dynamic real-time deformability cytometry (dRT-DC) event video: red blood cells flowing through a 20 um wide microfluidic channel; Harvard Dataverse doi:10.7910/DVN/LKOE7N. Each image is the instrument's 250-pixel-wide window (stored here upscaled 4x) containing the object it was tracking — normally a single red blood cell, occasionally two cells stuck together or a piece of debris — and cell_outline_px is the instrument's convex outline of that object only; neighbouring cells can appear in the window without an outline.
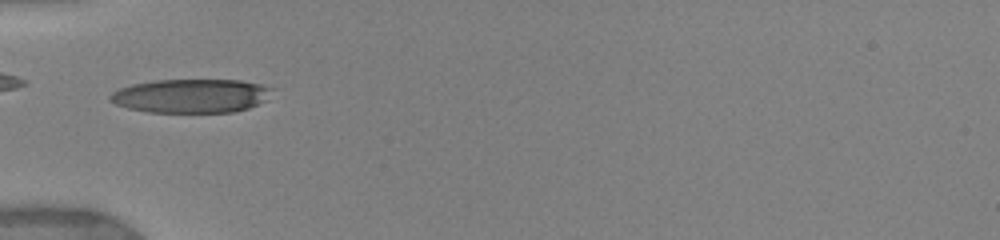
{"species": "human", "species_latin": "Homo sapiens", "temperature_condition": "warm", "stored_images_in_passage": 55, "camera_frame_rate_fps": 3000, "um_per_image_px": 0.085, "donor": {"sex": "female"}, "frame": {"image": 1, "passage_image": 16, "time_ms": 5.667, "image_size_px": [1000, 240], "cell_outline_px": [[276, 88], [264, 100], [248, 108], [236, 112], [148, 112], [128, 108], [116, 104], [108, 100], [108, 96], [112, 92], [120, 88], [132, 84], [156, 80], [240, 80], [260, 84]], "centroid_in_image_um": [16.23, 8.14], "position_along_channel_um": 68.8, "area_um2": 31.96}}
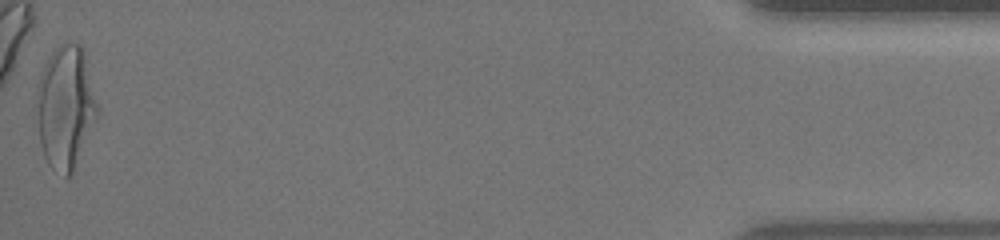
{"frame": {"image": 2, "passage_image": 55, "time_ms": 17.0, "image_size_px": [1000, 240], "cell_outline_px": [[100, 108], [72, 172], [68, 176], [52, 168], [48, 164], [44, 156], [40, 140], [40, 72], [52, 52], [56, 48], [64, 44], [80, 44], [84, 52]], "centroid_in_image_um": [5.63, 9.07], "position_along_channel_um": 429.6, "area_um2": 41.73}, "authors_computed_cell_mechanics": {"area_um2": 33.9864, "velocity_mm_per_s": 3.9069, "shape_relaxation_time_tau1_ms": 4.4999, "shape_relaxation_time_tau2_ms": null, "deformation_change_tau1": 0.2042, "deformation_change_tau2": null}}